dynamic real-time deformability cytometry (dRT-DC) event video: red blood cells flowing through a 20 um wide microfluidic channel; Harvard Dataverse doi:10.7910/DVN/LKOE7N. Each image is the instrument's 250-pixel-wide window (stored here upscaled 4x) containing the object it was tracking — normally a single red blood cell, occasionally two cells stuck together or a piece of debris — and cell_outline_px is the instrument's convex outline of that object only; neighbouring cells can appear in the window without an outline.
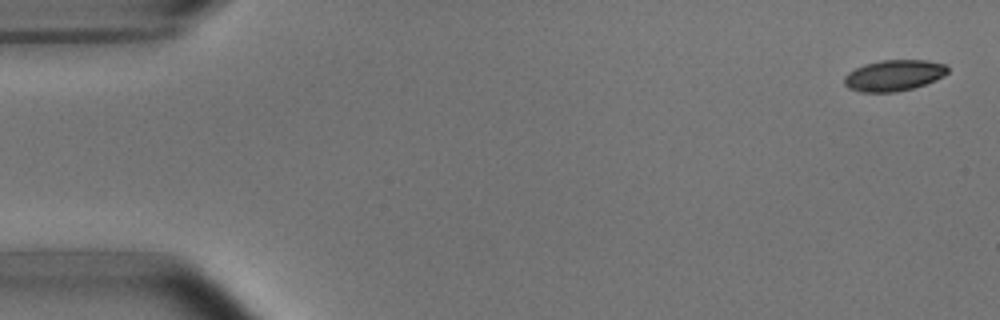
{"species": "common noctule bat (a hibernating species)", "species_latin": "Nyctalus noctula", "temperature_condition": "room temperature", "stored_images_in_passage": 5, "camera_frame_rate_fps": 3000, "um_per_image_px": 0.085, "animal": {"sex": "male", "body_mass_g": 15.6}, "frame": {"image": 1, "passage_image": 5, "time_ms": 4.0, "image_size_px": [1000, 320], "cell_outline_px": [[948, 72], [944, 76], [924, 84], [912, 88], [896, 92], [860, 92], [848, 88], [844, 84], [844, 76], [848, 72], [864, 64], [880, 60], [924, 60], [944, 64], [948, 68]], "centroid_in_image_um": [75.94, 6.41], "position_along_channel_um": 9.1, "area_um2": 18.67}}